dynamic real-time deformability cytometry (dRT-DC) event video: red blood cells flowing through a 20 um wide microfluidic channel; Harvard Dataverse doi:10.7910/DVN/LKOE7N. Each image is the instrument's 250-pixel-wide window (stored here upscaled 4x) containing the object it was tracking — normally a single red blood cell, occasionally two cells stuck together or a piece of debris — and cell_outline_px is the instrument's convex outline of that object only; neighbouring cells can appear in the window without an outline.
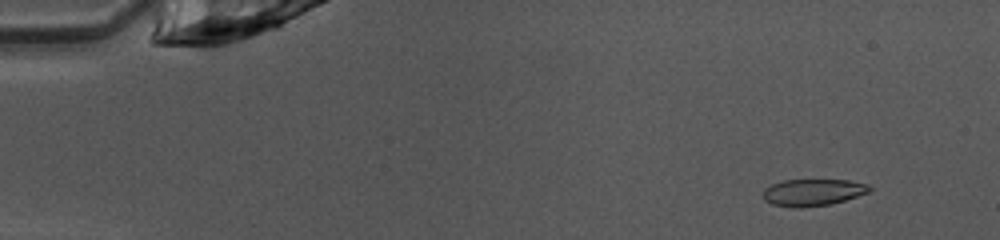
{"species": "common noctule bat (a hibernating species)", "species_latin": "Nyctalus noctula", "temperature_condition": "warm", "stored_images_in_passage": 50, "camera_frame_rate_fps": 3000, "um_per_image_px": 0.085, "animal": {"sex": "female", "body_mass_g": 10.0, "forearm_length_mm": 53.1}, "frame": {"image": 1, "passage_image": 5, "time_ms": 1.333, "image_size_px": [1000, 240], "cell_outline_px": [[872, 188], [868, 192], [832, 204], [800, 208], [792, 208], [772, 204], [764, 200], [764, 188], [772, 184], [784, 180], [848, 180], [868, 184]], "centroid_in_image_um": [69.07, 16.36], "position_along_channel_um": 15.9, "area_um2": 16.65}}
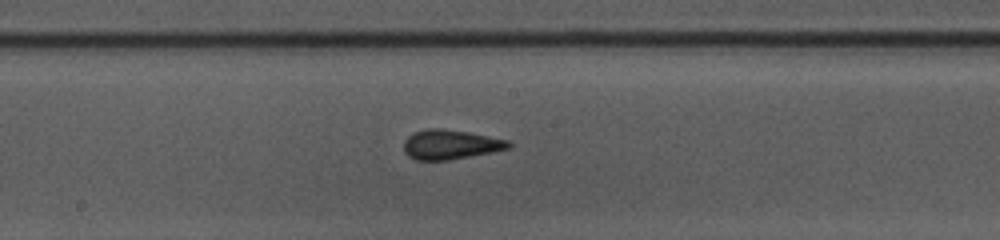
{"frame": {"image": 2, "passage_image": 27, "time_ms": 8.667, "image_size_px": [1000, 240], "cell_outline_px": [[512, 144], [508, 148], [492, 152], [448, 160], [416, 160], [408, 156], [404, 152], [404, 140], [408, 136], [424, 128], [444, 128], [468, 132], [508, 140]], "centroid_in_image_um": [38.25, 12.28], "position_along_channel_um": 209.9, "area_um2": 18.03}}
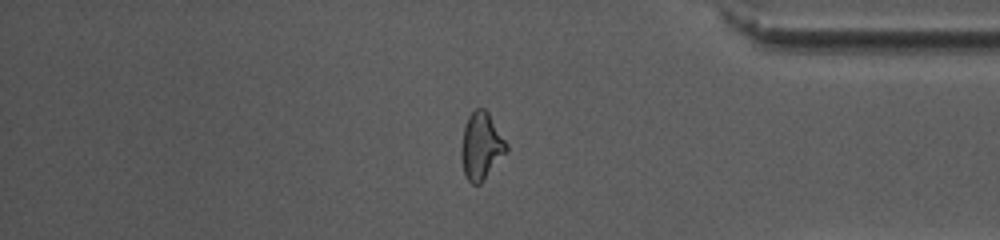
{"frame": {"image": 3, "passage_image": 42, "time_ms": 13.667, "image_size_px": [1000, 240], "cell_outline_px": [[508, 152], [480, 184], [472, 184], [468, 180], [464, 172], [460, 152], [460, 148], [464, 128], [468, 116], [476, 108], [484, 108], [488, 112], [508, 144]], "centroid_in_image_um": [40.92, 12.42], "position_along_channel_um": 394.3, "area_um2": 17.74}, "authors_computed_cell_mechanics": {"area_um2": 17.4556, "velocity_mm_per_s": 4.0499, "shape_relaxation_time_tau1_ms": 3.2431, "shape_relaxation_time_tau2_ms": 1.4072, "deformation_change_tau1": 0.1321, "deformation_change_tau2": 0.0807}}